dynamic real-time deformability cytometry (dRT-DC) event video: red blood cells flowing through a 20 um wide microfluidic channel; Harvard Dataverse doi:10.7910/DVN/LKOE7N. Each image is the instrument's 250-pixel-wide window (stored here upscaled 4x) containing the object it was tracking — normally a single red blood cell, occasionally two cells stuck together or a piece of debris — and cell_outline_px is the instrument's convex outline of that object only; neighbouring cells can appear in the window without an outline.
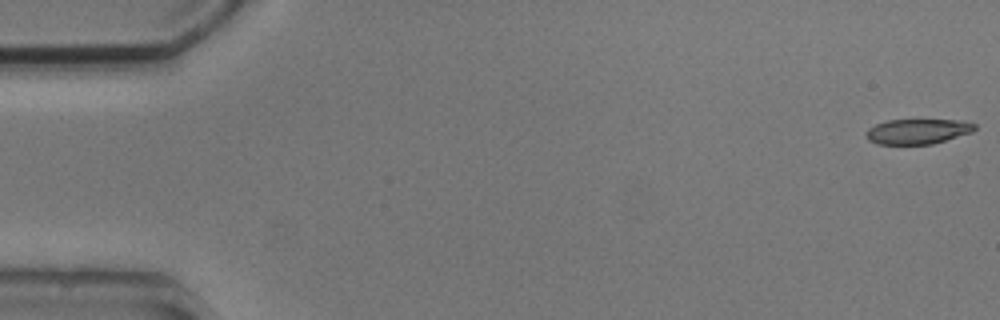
{"species": "common noctule bat (a hibernating species)", "species_latin": "Nyctalus noctula", "temperature_condition": "cold", "stored_images_in_passage": 5, "camera_frame_rate_fps": 3000, "um_per_image_px": 0.085, "animal": {"sex": "male", "body_mass_g": 20.5, "forearm_length_mm": 52.5}, "frame": {"image": 1, "passage_image": 1, "time_ms": 0.0, "image_size_px": [1000, 320], "cell_outline_px": [[976, 128], [972, 132], [932, 144], [876, 144], [868, 140], [864, 132], [868, 128], [876, 124], [888, 120], [960, 120], [976, 124]], "centroid_in_image_um": [77.97, 11.17], "position_along_channel_um": 7.0, "area_um2": 15.9}}
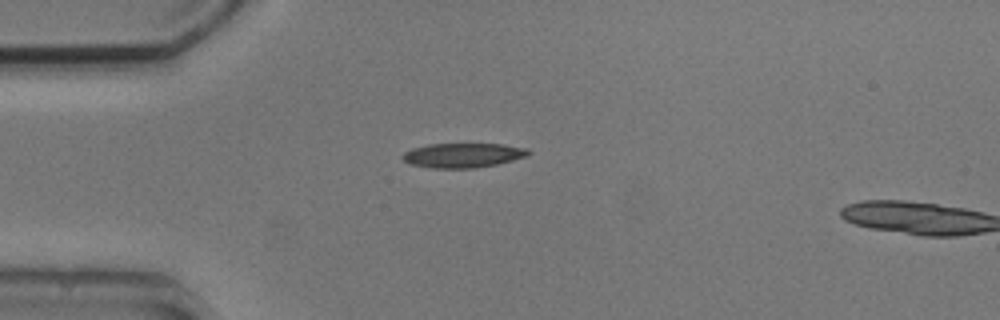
{"frame": {"image": 2, "passage_image": 4, "time_ms": 4.333, "image_size_px": [1000, 320], "cell_outline_px": [[532, 152], [528, 156], [496, 164], [476, 168], [432, 168], [412, 164], [404, 160], [400, 156], [404, 152], [412, 148], [428, 144], [504, 144], [528, 148]], "centroid_in_image_um": [39.37, 13.19], "position_along_channel_um": 45.6, "area_um2": 18.03}}